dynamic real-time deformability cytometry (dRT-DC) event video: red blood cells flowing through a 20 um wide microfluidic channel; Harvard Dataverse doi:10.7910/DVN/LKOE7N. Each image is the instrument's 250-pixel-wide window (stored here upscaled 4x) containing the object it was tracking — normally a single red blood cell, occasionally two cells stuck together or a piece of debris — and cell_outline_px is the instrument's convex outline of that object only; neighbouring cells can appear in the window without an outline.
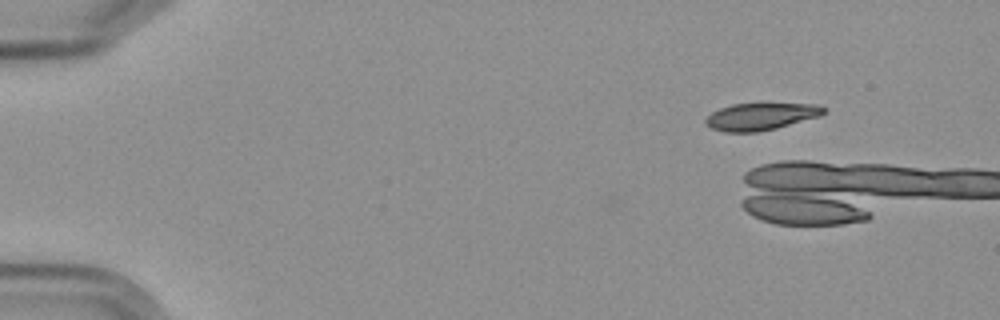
{"species": "Egyptian fruit bat (a non-hibernating species)", "species_latin": "Rousettus aegyptiacus", "temperature_condition": "cold", "stored_images_in_passage": 2, "camera_frame_rate_fps": 3000, "um_per_image_px": 0.085, "frame": {"image": 1, "passage_image": 1, "time_ms": 0.0, "image_size_px": [1000, 320], "cell_outline_px": [[824, 112], [820, 116], [776, 128], [756, 132], [724, 132], [712, 128], [704, 124], [704, 120], [712, 112], [720, 108], [732, 104], [816, 104], [824, 108]], "centroid_in_image_um": [64.62, 9.91], "position_along_channel_um": 20.4, "area_um2": 18.44}}